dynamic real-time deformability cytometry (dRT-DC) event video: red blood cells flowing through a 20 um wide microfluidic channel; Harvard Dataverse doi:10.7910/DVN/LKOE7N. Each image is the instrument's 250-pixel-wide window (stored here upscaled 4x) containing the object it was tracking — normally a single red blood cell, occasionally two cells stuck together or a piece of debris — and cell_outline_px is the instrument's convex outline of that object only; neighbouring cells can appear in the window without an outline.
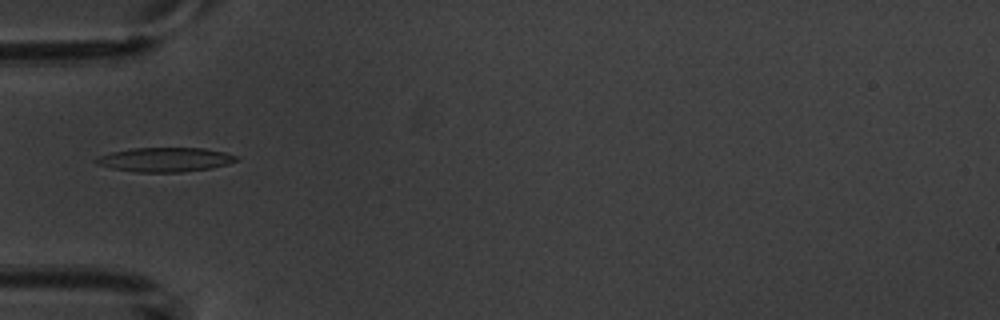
{"species": "common noctule bat (a hibernating species)", "species_latin": "Nyctalus noctula", "temperature_condition": "warm", "stored_images_in_passage": 5, "camera_frame_rate_fps": 3000, "um_per_image_px": 0.085, "animal": {"sex": "male", "body_mass_g": 20.1, "forearm_length_mm": 53.5}, "frame": {"image": 1, "passage_image": 5, "time_ms": 5.333, "image_size_px": [1000, 320], "cell_outline_px": [[240, 160], [228, 164], [212, 168], [180, 172], [136, 172], [112, 168], [96, 164], [92, 160], [100, 156], [112, 152], [132, 148], [204, 148], [224, 152], [236, 156]], "centroid_in_image_um": [14.04, 13.57], "position_along_channel_um": 71.0, "area_um2": 19.83}}